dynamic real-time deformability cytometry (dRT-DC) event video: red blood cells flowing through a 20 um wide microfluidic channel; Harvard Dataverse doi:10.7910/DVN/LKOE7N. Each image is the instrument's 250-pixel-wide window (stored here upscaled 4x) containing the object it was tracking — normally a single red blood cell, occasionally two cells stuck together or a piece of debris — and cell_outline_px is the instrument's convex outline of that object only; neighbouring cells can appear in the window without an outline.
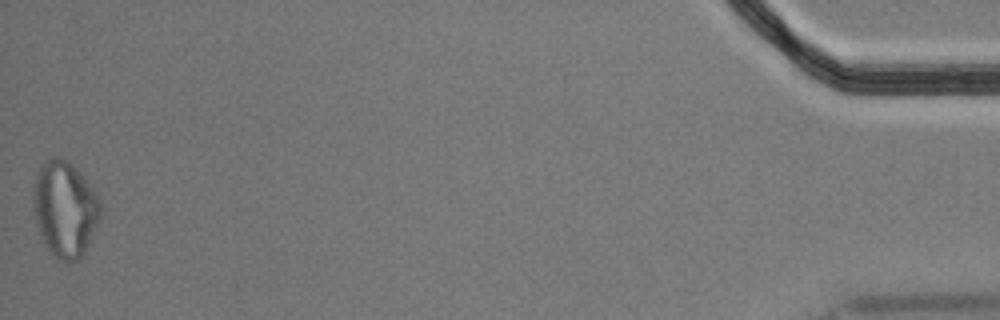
{"species": "Egyptian fruit bat (a non-hibernating species)", "species_latin": "Rousettus aegyptiacus", "temperature_condition": "cold", "stored_images_in_passage": 41, "segment_of_instrument_passage": [2, 2], "camera_frame_rate_fps": 3000, "um_per_image_px": 0.085, "animal": {"sex": "male"}, "frame": {"image": 1, "passage_image": 41, "time_ms": 13.333, "image_size_px": [1000, 320], "cell_outline_px": [[104, 208], [100, 220], [84, 252], [76, 260], [60, 260], [52, 256], [44, 244], [40, 236], [36, 220], [32, 196], [36, 172], [40, 164], [44, 160], [56, 156], [72, 164], [76, 168], [92, 188], [100, 200]], "centroid_in_image_um": [5.51, 17.74], "position_along_channel_um": 429.7, "area_um2": 37.69}}